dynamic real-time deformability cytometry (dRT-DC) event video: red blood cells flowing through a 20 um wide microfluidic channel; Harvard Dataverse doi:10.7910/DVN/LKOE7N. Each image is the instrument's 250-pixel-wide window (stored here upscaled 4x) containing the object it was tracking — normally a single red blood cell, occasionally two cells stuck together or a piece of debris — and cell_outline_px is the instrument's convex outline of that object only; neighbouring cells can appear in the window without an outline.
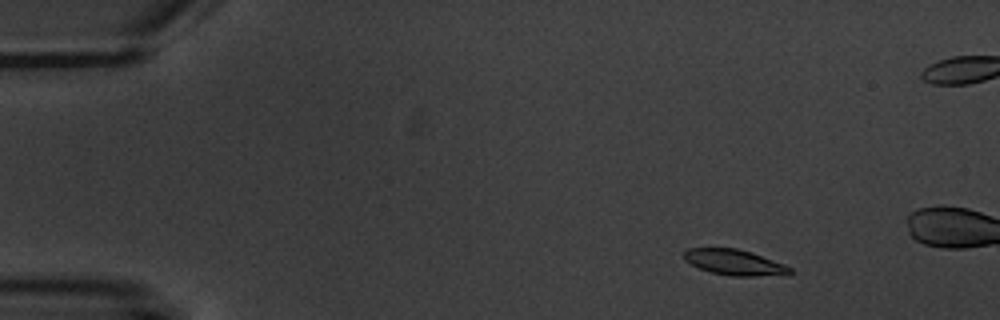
{"species": "common noctule bat (a hibernating species)", "species_latin": "Nyctalus noctula", "temperature_condition": "warm", "stored_images_in_passage": 4, "camera_frame_rate_fps": 3000, "um_per_image_px": 0.085, "animal": {"sex": "male", "body_mass_g": 20.1, "forearm_length_mm": 53.5}, "frame": {"image": 1, "passage_image": 1, "time_ms": 0.0, "image_size_px": [1000, 320], "cell_outline_px": [[792, 272], [788, 276], [732, 276], [712, 272], [700, 268], [684, 260], [684, 252], [688, 248], [736, 248], [752, 252], [784, 264], [792, 268]], "centroid_in_image_um": [62.5, 22.31], "position_along_channel_um": 22.5, "area_um2": 15.95}}